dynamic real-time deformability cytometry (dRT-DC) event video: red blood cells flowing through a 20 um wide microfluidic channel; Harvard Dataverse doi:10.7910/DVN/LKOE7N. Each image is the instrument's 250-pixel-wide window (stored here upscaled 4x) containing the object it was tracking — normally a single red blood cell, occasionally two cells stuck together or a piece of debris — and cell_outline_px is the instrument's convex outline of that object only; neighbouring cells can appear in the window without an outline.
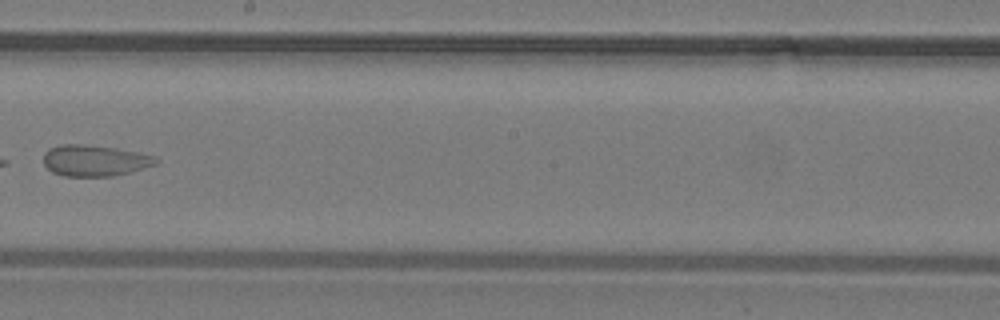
{"species": "common noctule bat (a hibernating species)", "species_latin": "Nyctalus noctula", "temperature_condition": "warm", "stored_images_in_passage": 36, "camera_frame_rate_fps": 3000, "um_per_image_px": 0.085, "animal": {"sex": "male", "body_mass_g": 19.2, "forearm_length_mm": 51.8}, "frame": {"image": 1, "passage_image": 21, "time_ms": 6.667, "image_size_px": [1000, 320], "cell_outline_px": [[160, 160], [156, 164], [144, 168], [112, 176], [64, 176], [52, 172], [44, 164], [44, 152], [48, 148], [60, 144], [84, 144], [116, 148], [156, 156]], "centroid_in_image_um": [8.04, 13.64], "position_along_channel_um": 240.2, "area_um2": 20.46}}